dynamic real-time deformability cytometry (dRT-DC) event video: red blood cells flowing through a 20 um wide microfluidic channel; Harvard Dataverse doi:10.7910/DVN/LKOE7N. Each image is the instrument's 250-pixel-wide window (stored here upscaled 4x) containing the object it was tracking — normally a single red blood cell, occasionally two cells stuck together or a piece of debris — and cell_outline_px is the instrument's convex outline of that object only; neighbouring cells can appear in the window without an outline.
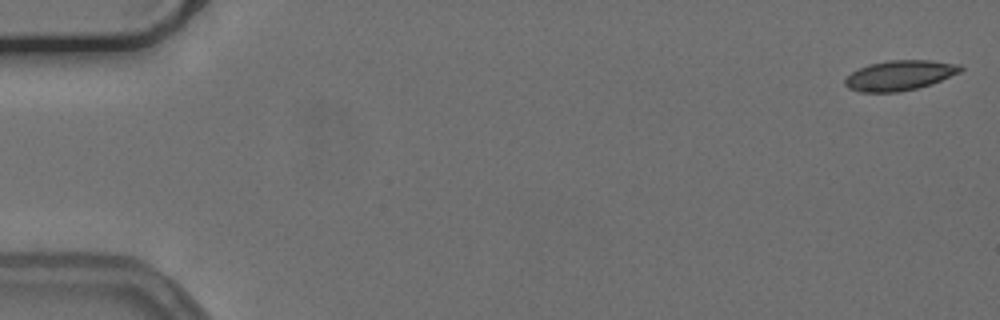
{"species": "common noctule bat (a hibernating species)", "species_latin": "Nyctalus noctula", "temperature_condition": "cold", "stored_images_in_passage": 54, "camera_frame_rate_fps": 3000, "um_per_image_px": 0.085, "animal": {"sex": "female", "body_mass_g": 24.6, "forearm_length_mm": 56.2}, "frame": {"image": 1, "passage_image": 1, "time_ms": 0.0, "image_size_px": [1000, 320], "cell_outline_px": [[964, 68], [960, 72], [940, 80], [916, 88], [900, 92], [860, 92], [848, 88], [844, 84], [844, 80], [852, 72], [868, 64], [888, 60], [932, 60], [960, 64]], "centroid_in_image_um": [76.46, 6.4], "position_along_channel_um": 8.5, "area_um2": 20.11}}
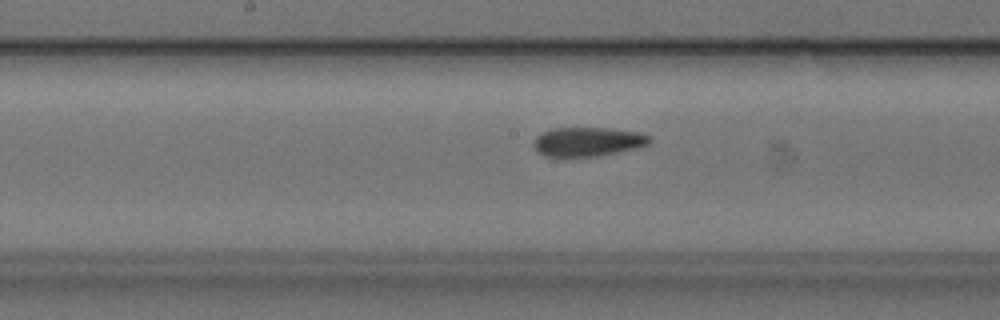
{"frame": {"image": 2, "passage_image": 28, "time_ms": 9.0, "image_size_px": [1000, 320], "cell_outline_px": [[652, 140], [648, 144], [636, 148], [600, 156], [564, 160], [544, 156], [536, 152], [532, 144], [536, 136], [552, 128], [608, 128], [640, 132], [652, 136]], "centroid_in_image_um": [49.9, 12.09], "position_along_channel_um": 198.3, "area_um2": 20.63}}
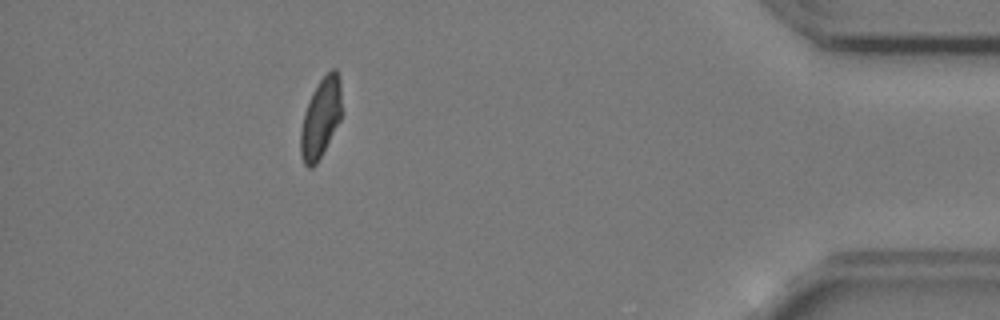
{"frame": {"image": 3, "passage_image": 49, "time_ms": 16.0, "image_size_px": [1000, 320], "cell_outline_px": [[340, 120], [316, 164], [312, 168], [308, 168], [304, 164], [300, 156], [300, 132], [304, 112], [312, 92], [320, 80], [332, 68], [336, 68], [340, 80]], "centroid_in_image_um": [27.23, 10.05], "position_along_channel_um": 408.0, "area_um2": 18.79}, "authors_computed_cell_mechanics": {"area_um2": 20.3167, "velocity_mm_per_s": 3.7517, "shape_relaxation_time_tau1_ms": null, "shape_relaxation_time_tau2_ms": 2.7506, "deformation_change_tau1": null, "deformation_change_tau2": 0.083}}